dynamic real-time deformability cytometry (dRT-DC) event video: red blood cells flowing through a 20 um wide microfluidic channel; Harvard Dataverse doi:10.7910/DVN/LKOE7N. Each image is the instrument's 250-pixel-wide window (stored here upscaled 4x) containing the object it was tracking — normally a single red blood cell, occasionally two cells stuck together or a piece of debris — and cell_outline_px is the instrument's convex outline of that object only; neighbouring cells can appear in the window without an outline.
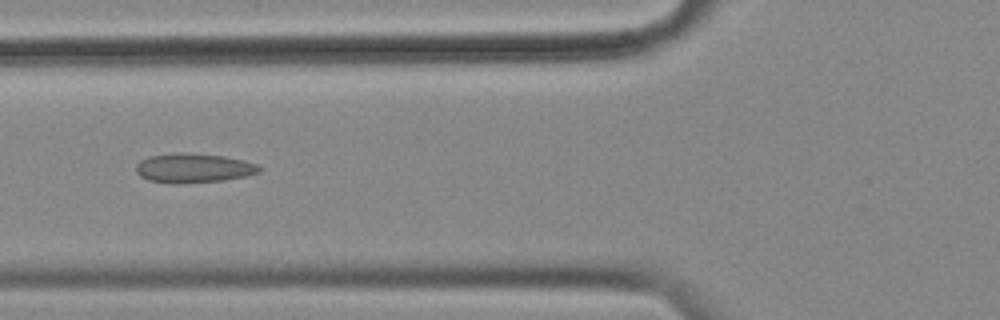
{"species": "common noctule bat (a hibernating species)", "species_latin": "Nyctalus noctula", "temperature_condition": "cold", "stored_images_in_passage": 5, "camera_frame_rate_fps": 3000, "um_per_image_px": 0.085, "animal": {"sex": "female", "body_mass_g": 18.4}, "frame": {"image": 1, "passage_image": 5, "time_ms": 1.333, "image_size_px": [1000, 320], "cell_outline_px": [[264, 168], [260, 172], [244, 176], [224, 180], [176, 184], [172, 184], [148, 180], [140, 176], [136, 172], [136, 164], [140, 160], [148, 156], [176, 152], [224, 156], [244, 160], [260, 164]], "centroid_in_image_um": [16.46, 14.28], "position_along_channel_um": 109.3, "area_um2": 21.33}}